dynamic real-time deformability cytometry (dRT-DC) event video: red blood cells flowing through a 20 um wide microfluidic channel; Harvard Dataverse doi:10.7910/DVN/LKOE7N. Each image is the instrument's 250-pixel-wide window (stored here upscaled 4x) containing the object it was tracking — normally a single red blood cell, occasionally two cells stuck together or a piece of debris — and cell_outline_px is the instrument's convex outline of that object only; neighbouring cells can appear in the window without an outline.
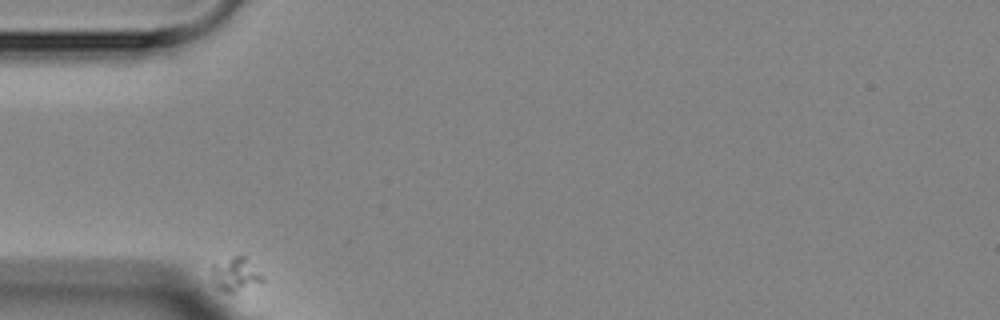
{"species": "Egyptian fruit bat (a non-hibernating species)", "species_latin": "Rousettus aegyptiacus", "temperature_condition": "room temperature", "stored_images_in_passage": 14, "camera_frame_rate_fps": 3000, "um_per_image_px": 0.085, "animal": {"sex": "female"}, "frame": {"image": 1, "passage_image": 1, "time_ms": 0.0, "image_size_px": [1000, 320], "cell_outline_px": [[264, 280], [236, 292], [224, 292], [212, 280], [208, 272], [212, 260], [232, 256], [244, 256], [264, 276]], "centroid_in_image_um": [19.91, 23.26], "position_along_channel_um": 65.1, "area_um2": 10.35}}